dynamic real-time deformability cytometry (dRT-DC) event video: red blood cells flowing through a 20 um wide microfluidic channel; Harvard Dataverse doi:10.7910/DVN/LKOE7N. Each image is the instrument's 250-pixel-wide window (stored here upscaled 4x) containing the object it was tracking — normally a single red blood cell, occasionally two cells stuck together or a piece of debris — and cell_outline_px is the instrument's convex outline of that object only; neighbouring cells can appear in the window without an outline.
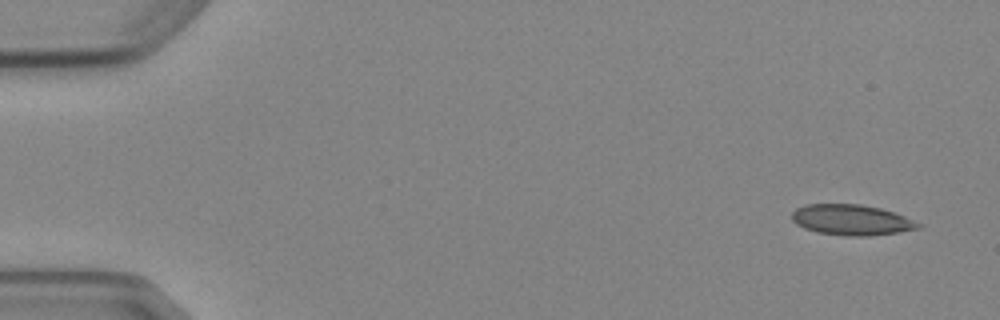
{"species": "Egyptian fruit bat (a non-hibernating species)", "species_latin": "Rousettus aegyptiacus", "temperature_condition": "cold", "stored_images_in_passage": 4, "camera_frame_rate_fps": 3000, "um_per_image_px": 0.085, "animal": {"sex": "female"}, "frame": {"image": 1, "passage_image": 1, "time_ms": 0.0, "image_size_px": [1000, 320], "cell_outline_px": [[920, 228], [900, 232], [868, 236], [844, 236], [816, 232], [804, 228], [796, 224], [792, 220], [792, 212], [796, 208], [804, 204], [860, 204], [880, 208], [904, 216], [920, 224]], "centroid_in_image_um": [72.33, 18.69], "position_along_channel_um": 12.7, "area_um2": 22.54}}
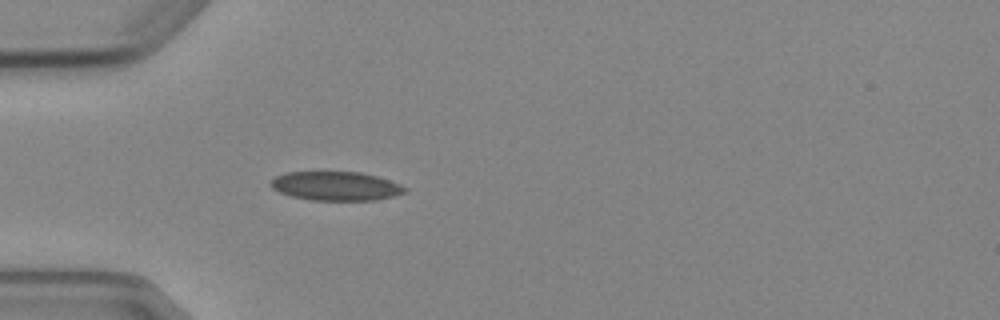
{"frame": {"image": 2, "passage_image": 4, "time_ms": 4.333, "image_size_px": [1000, 320], "cell_outline_px": [[408, 192], [376, 200], [312, 200], [292, 196], [280, 192], [272, 188], [268, 184], [276, 176], [284, 172], [360, 172], [376, 176], [400, 184], [408, 188]], "centroid_in_image_um": [28.55, 15.81], "position_along_channel_um": 56.5, "area_um2": 22.6}}